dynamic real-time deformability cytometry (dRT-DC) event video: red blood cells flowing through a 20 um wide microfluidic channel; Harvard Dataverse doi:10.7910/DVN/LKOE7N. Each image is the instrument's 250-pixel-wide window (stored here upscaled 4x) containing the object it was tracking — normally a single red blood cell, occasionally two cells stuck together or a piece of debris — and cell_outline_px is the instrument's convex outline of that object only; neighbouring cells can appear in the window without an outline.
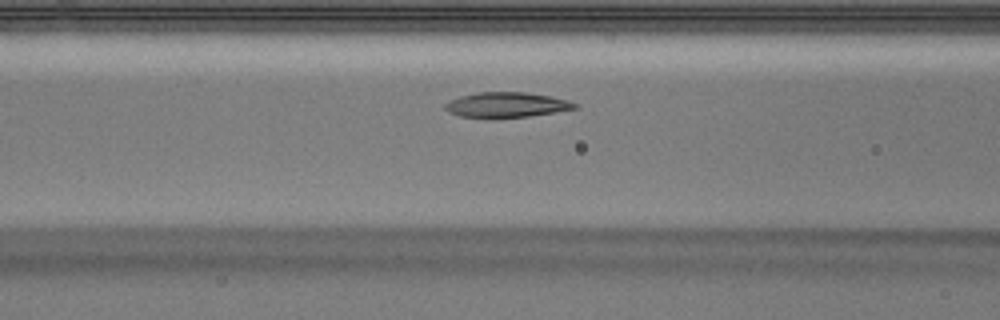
{"species": "Egyptian fruit bat (a non-hibernating species)", "species_latin": "Rousettus aegyptiacus", "temperature_condition": "warm", "stored_images_in_passage": 30, "camera_frame_rate_fps": 3000, "um_per_image_px": 0.085, "animal": {"sex": "male"}, "frame": {"image": 1, "passage_image": 5, "time_ms": 1.333, "image_size_px": [1000, 320], "cell_outline_px": [[576, 108], [556, 112], [528, 116], [492, 120], [460, 116], [448, 112], [444, 108], [444, 104], [448, 100], [460, 96], [476, 92], [524, 92], [548, 96], [568, 100], [576, 104]], "centroid_in_image_um": [42.96, 8.94], "position_along_channel_um": 123.6, "area_um2": 19.42}}
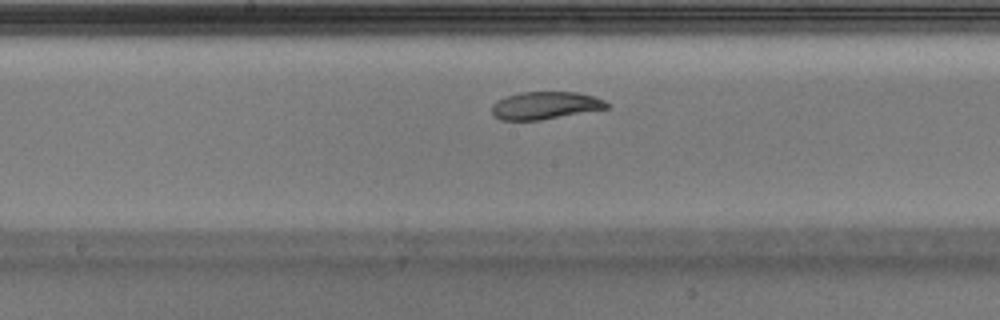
{"frame": {"image": 2, "passage_image": 11, "time_ms": 3.333, "image_size_px": [1000, 320], "cell_outline_px": [[612, 104], [608, 108], [540, 120], [500, 120], [492, 112], [492, 104], [496, 100], [520, 92], [576, 92], [596, 96]], "centroid_in_image_um": [46.38, 8.96], "position_along_channel_um": 201.8, "area_um2": 18.5}}
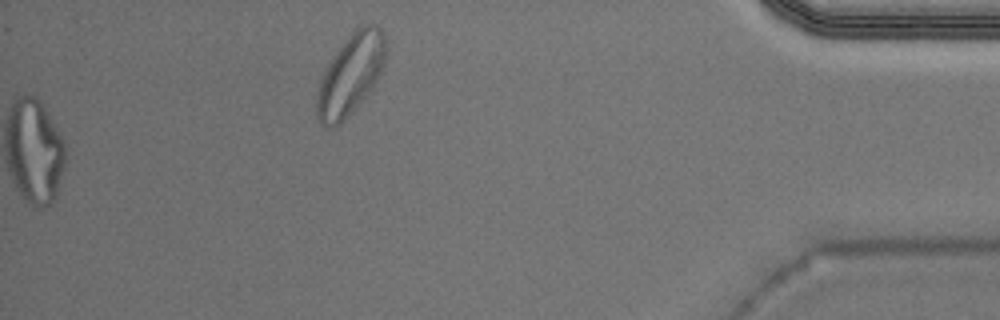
{"frame": {"image": 3, "passage_image": 30, "time_ms": 9.667, "image_size_px": [1000, 320], "cell_outline_px": [[384, 60], [380, 72], [372, 88], [344, 120], [336, 128], [324, 128], [320, 124], [316, 116], [316, 92], [320, 80], [328, 64], [344, 40], [360, 24], [376, 24], [380, 28], [384, 36]], "centroid_in_image_um": [29.74, 6.37], "position_along_channel_um": 405.5, "area_um2": 32.14}}